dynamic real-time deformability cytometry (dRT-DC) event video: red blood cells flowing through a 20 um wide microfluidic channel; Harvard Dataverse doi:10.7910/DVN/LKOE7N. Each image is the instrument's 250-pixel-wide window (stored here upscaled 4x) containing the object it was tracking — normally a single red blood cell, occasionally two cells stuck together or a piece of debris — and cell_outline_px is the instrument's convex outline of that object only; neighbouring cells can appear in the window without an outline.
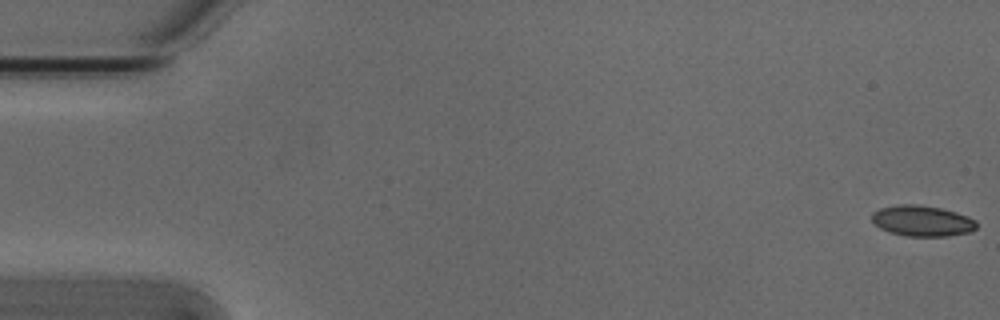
{"species": "Egyptian fruit bat (a non-hibernating species)", "species_latin": "Rousettus aegyptiacus", "temperature_condition": "cold", "stored_images_in_passage": 5, "camera_frame_rate_fps": 3000, "um_per_image_px": 0.085, "animal": {"sex": "male"}, "frame": {"image": 1, "passage_image": 1, "time_ms": 0.0, "image_size_px": [1000, 320], "cell_outline_px": [[976, 228], [968, 232], [948, 236], [904, 236], [888, 232], [880, 228], [872, 220], [872, 212], [880, 208], [896, 204], [916, 204], [940, 208], [956, 212], [968, 216], [976, 220]], "centroid_in_image_um": [78.36, 18.77], "position_along_channel_um": 6.6, "area_um2": 18.84}}
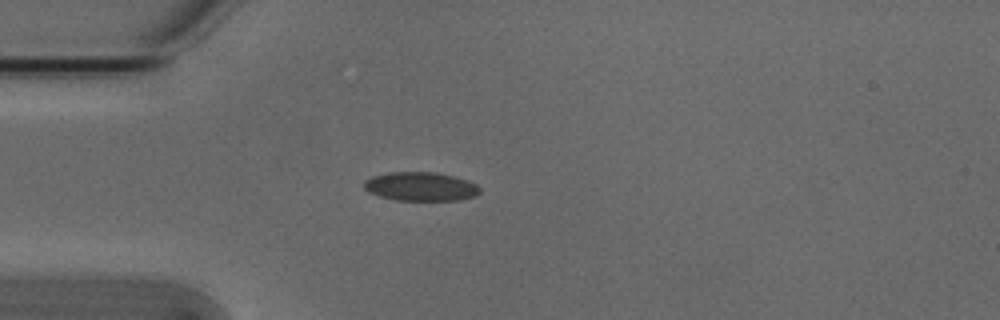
{"frame": {"image": 2, "passage_image": 5, "time_ms": 1.333, "image_size_px": [1000, 320], "cell_outline_px": [[480, 192], [476, 196], [460, 200], [396, 200], [380, 196], [368, 192], [364, 188], [364, 180], [372, 176], [392, 172], [436, 172], [468, 180], [476, 184], [480, 188]], "centroid_in_image_um": [35.77, 15.85], "position_along_channel_um": 49.2, "area_um2": 19.48}}